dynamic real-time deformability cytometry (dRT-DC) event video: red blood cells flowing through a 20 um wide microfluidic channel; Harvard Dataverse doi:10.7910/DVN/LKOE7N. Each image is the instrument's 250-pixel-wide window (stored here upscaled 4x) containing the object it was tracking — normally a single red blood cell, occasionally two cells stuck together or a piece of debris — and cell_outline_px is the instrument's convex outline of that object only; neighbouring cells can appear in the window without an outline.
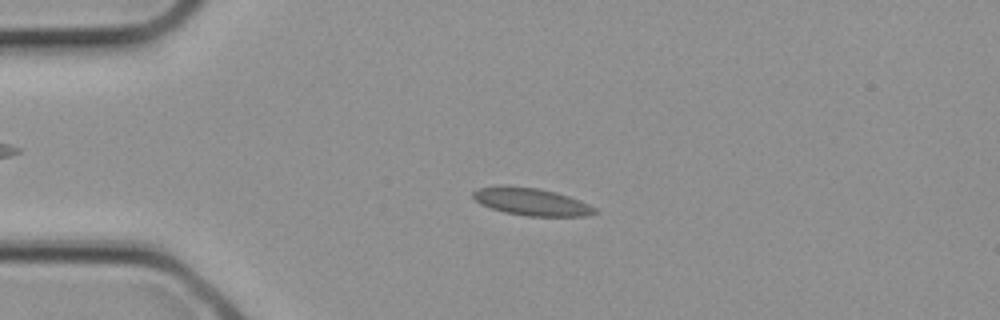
{"species": "common noctule bat (a hibernating species)", "species_latin": "Nyctalus noctula", "temperature_condition": "cold", "stored_images_in_passage": 1, "camera_frame_rate_fps": 3000, "um_per_image_px": 0.085, "animal": {"sex": "female", "body_mass_g": 21.9}, "frame": {"image": 1, "passage_image": 1, "time_ms": 0.0, "image_size_px": [1000, 320], "cell_outline_px": [[600, 212], [588, 216], [528, 216], [504, 212], [480, 204], [472, 196], [472, 192], [476, 188], [500, 184], [508, 184], [536, 188], [556, 192], [580, 200], [596, 208]], "centroid_in_image_um": [45.14, 17.13], "position_along_channel_um": 39.9, "area_um2": 19.83}}